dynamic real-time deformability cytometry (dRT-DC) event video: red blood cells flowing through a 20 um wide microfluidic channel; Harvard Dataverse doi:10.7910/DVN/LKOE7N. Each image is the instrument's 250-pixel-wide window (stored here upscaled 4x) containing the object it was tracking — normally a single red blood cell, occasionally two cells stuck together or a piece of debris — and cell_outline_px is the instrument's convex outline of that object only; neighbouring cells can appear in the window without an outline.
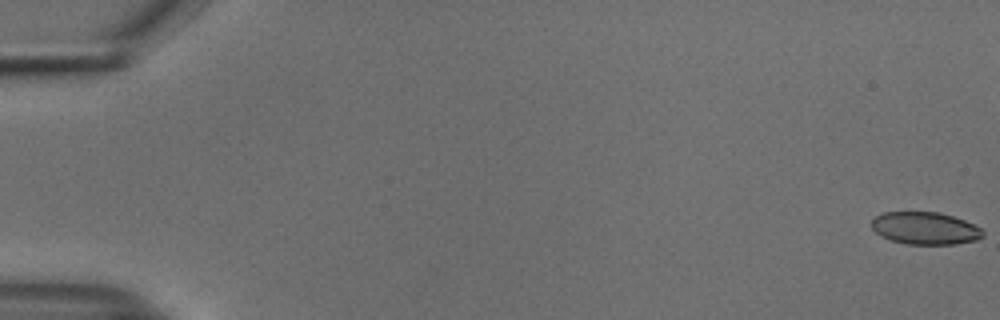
{"species": "common noctule bat (a hibernating species)", "species_latin": "Nyctalus noctula", "temperature_condition": "cold", "stored_images_in_passage": 46, "camera_frame_rate_fps": 3000, "um_per_image_px": 0.085, "animal": {"sex": "male", "body_mass_g": 18.8}, "frame": {"image": 1, "passage_image": 1, "time_ms": 0.0, "image_size_px": [1000, 320], "cell_outline_px": [[984, 236], [976, 240], [956, 244], [904, 244], [880, 236], [872, 228], [872, 220], [876, 216], [884, 212], [940, 212], [964, 220], [980, 228], [984, 232]], "centroid_in_image_um": [78.63, 19.4], "position_along_channel_um": 6.4, "area_um2": 20.98}}
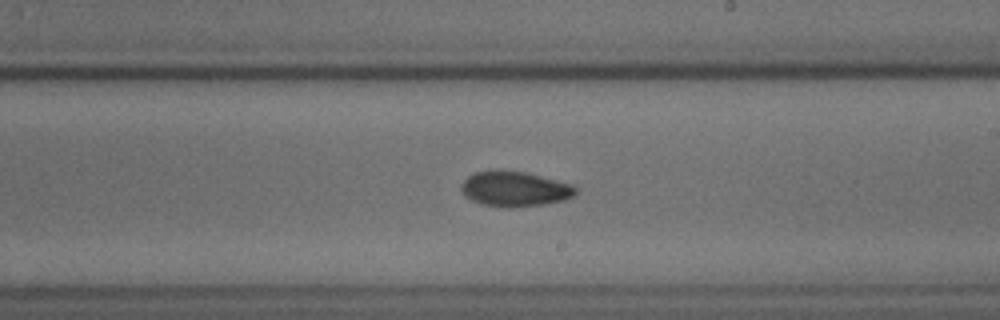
{"frame": {"image": 2, "passage_image": 33, "time_ms": 10.667, "image_size_px": [1000, 320], "cell_outline_px": [[576, 192], [572, 196], [564, 200], [544, 204], [508, 208], [504, 208], [480, 204], [464, 196], [460, 192], [460, 184], [468, 176], [476, 172], [492, 168], [496, 168], [524, 172], [572, 184], [576, 188]], "centroid_in_image_um": [43.67, 16.05], "position_along_channel_um": 245.3, "area_um2": 23.81}}
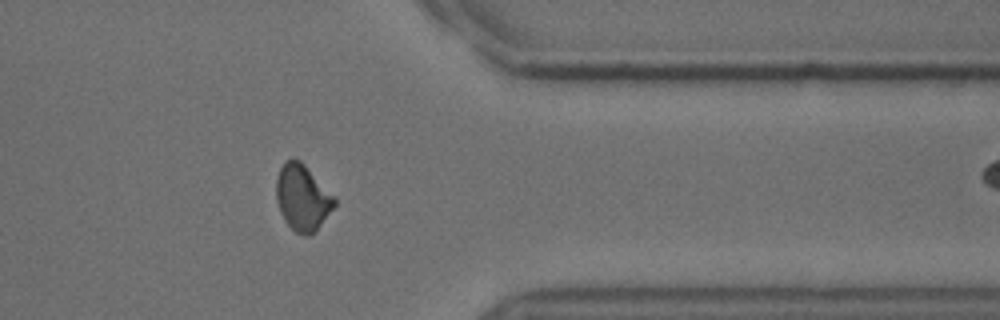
{"frame": {"image": 3, "passage_image": 45, "time_ms": 14.667, "image_size_px": [1000, 320], "cell_outline_px": [[336, 204], [316, 232], [308, 236], [304, 236], [296, 232], [284, 220], [280, 212], [276, 200], [276, 180], [280, 168], [284, 160], [300, 160], [304, 164], [336, 200]], "centroid_in_image_um": [25.69, 16.83], "position_along_channel_um": 385.7, "area_um2": 22.14}}